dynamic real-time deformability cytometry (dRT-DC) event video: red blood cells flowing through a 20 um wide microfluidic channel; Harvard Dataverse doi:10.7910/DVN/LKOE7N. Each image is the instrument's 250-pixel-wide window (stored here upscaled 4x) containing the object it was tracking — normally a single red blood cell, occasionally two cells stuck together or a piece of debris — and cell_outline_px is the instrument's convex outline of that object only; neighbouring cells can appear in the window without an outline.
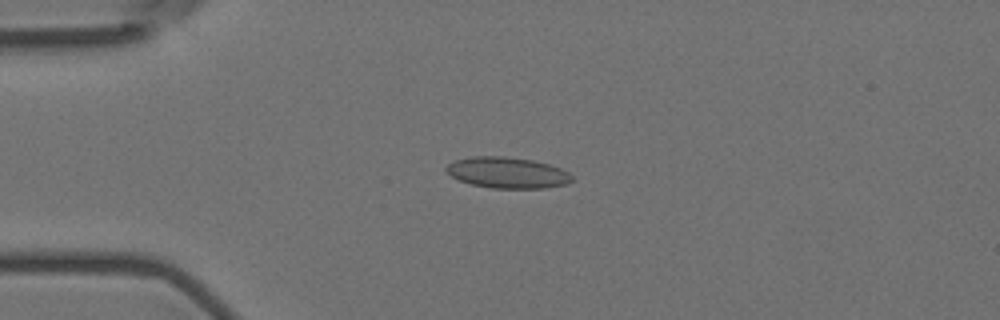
{"species": "Egyptian fruit bat (a non-hibernating species)", "species_latin": "Rousettus aegyptiacus", "temperature_condition": "room temperature", "stored_images_in_passage": 56, "camera_frame_rate_fps": 3000, "um_per_image_px": 0.085, "animal": {"sex": "female"}, "frame": {"image": 1, "passage_image": 14, "time_ms": 4.333, "image_size_px": [1000, 320], "cell_outline_px": [[572, 180], [568, 184], [544, 188], [492, 188], [472, 184], [460, 180], [452, 176], [444, 168], [448, 164], [456, 160], [472, 156], [500, 156], [532, 160], [548, 164], [560, 168], [568, 172], [572, 176]], "centroid_in_image_um": [43.14, 14.68], "position_along_channel_um": 41.9, "area_um2": 22.54}}
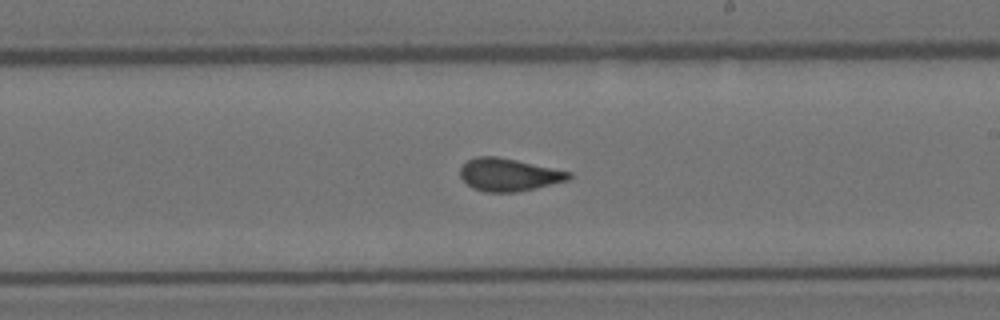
{"frame": {"image": 2, "passage_image": 33, "time_ms": 10.667, "image_size_px": [1000, 320], "cell_outline_px": [[572, 176], [568, 180], [516, 192], [484, 192], [472, 188], [460, 176], [460, 168], [468, 160], [476, 156], [496, 156], [516, 160], [572, 172]], "centroid_in_image_um": [43.23, 14.85], "position_along_channel_um": 245.8, "area_um2": 20.52}}
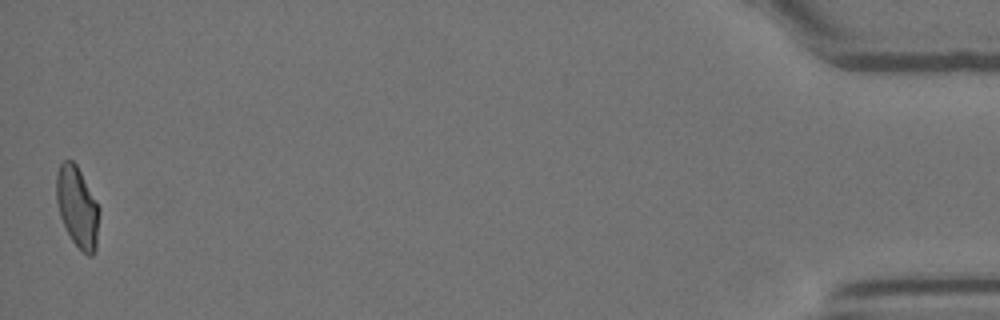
{"frame": {"image": 3, "passage_image": 56, "time_ms": 18.333, "image_size_px": [1000, 320], "cell_outline_px": [[100, 212], [96, 248], [92, 256], [88, 256], [72, 240], [60, 216], [56, 200], [56, 172], [60, 164], [64, 160], [72, 160], [76, 164], [100, 208]], "centroid_in_image_um": [6.58, 17.58], "position_along_channel_um": 428.6, "area_um2": 20.06}, "authors_computed_cell_mechanics": {"area_um2": 20.7502, "velocity_mm_per_s": 3.5938, "shape_relaxation_time_tau1_ms": 11.2049, "shape_relaxation_time_tau2_ms": 1.4667, "deformation_change_tau1": 0.2178, "deformation_change_tau2": 0.0603}}